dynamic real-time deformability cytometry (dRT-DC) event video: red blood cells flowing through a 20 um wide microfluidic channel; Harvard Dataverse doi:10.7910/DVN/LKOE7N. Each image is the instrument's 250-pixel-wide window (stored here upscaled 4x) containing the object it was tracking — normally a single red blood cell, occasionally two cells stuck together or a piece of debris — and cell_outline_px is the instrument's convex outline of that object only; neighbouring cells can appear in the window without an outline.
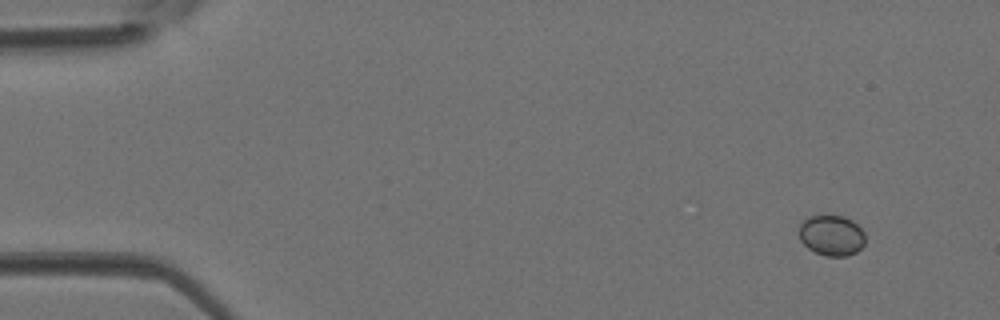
{"species": "Egyptian fruit bat (a non-hibernating species)", "species_latin": "Rousettus aegyptiacus", "temperature_condition": "room temperature", "stored_images_in_passage": 5, "camera_frame_rate_fps": 3000, "um_per_image_px": 0.085, "animal": {"sex": "female"}, "frame": {"image": 1, "passage_image": 1, "time_ms": 0.0, "image_size_px": [1000, 320], "cell_outline_px": [[864, 244], [856, 252], [848, 256], [824, 256], [808, 248], [800, 240], [800, 224], [808, 216], [844, 216], [852, 220], [864, 232]], "centroid_in_image_um": [70.69, 20.01], "position_along_channel_um": 14.3, "area_um2": 15.55}}
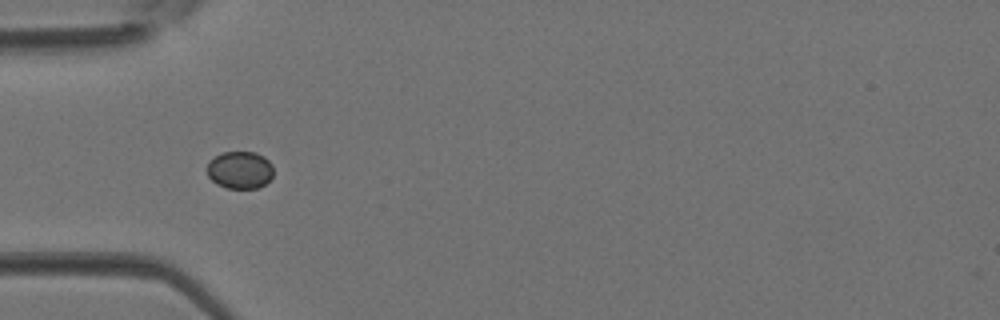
{"frame": {"image": 2, "passage_image": 4, "time_ms": 1.0, "image_size_px": [1000, 320], "cell_outline_px": [[272, 176], [264, 184], [256, 188], [228, 188], [216, 184], [208, 176], [208, 160], [224, 152], [256, 152], [264, 156], [272, 164]], "centroid_in_image_um": [20.39, 14.44], "position_along_channel_um": 64.6, "area_um2": 14.39}}
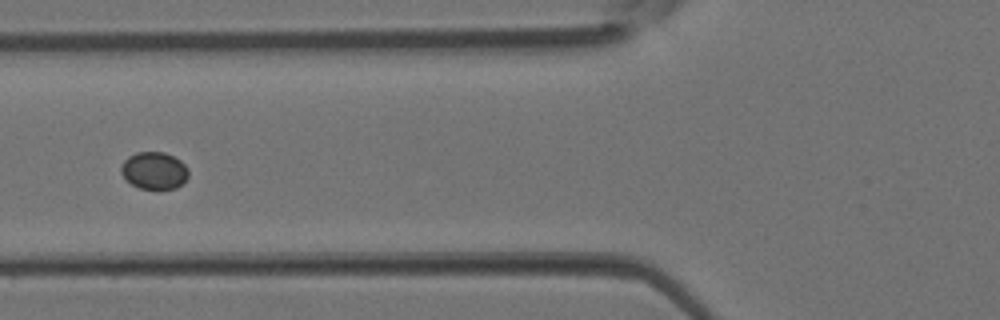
{"frame": {"image": 3, "passage_image": 5, "time_ms": 1.333, "image_size_px": [1000, 320], "cell_outline_px": [[188, 176], [176, 188], [140, 188], [132, 184], [120, 172], [120, 168], [124, 160], [128, 156], [136, 152], [164, 152], [180, 160], [188, 168]], "centroid_in_image_um": [13.09, 14.47], "position_along_channel_um": 112.7, "area_um2": 14.39}}